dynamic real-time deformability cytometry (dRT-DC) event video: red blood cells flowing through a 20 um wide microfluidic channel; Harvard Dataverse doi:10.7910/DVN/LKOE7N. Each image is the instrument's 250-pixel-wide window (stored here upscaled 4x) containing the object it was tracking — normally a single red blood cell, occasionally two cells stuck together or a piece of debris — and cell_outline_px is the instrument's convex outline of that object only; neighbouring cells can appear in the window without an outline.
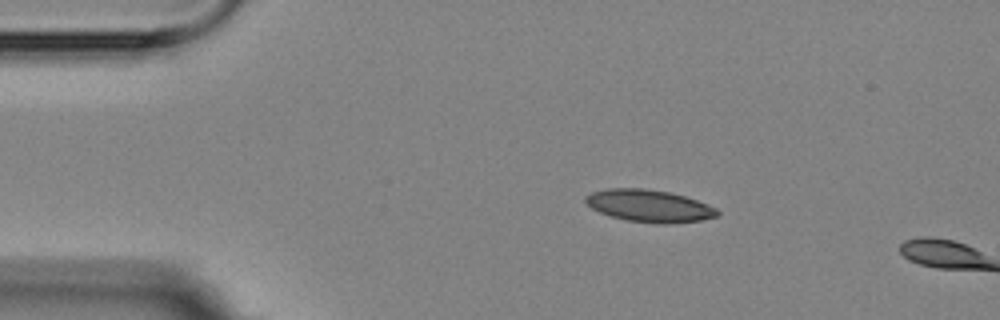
{"species": "Egyptian fruit bat (a non-hibernating species)", "species_latin": "Rousettus aegyptiacus", "temperature_condition": "room temperature", "stored_images_in_passage": 2, "camera_frame_rate_fps": 3000, "um_per_image_px": 0.085, "animal": {"sex": "female"}, "frame": {"image": 1, "passage_image": 1, "time_ms": 0.0, "image_size_px": [1000, 320], "cell_outline_px": [[720, 212], [716, 216], [700, 220], [668, 224], [656, 224], [628, 220], [612, 216], [600, 212], [592, 208], [584, 200], [584, 196], [592, 192], [608, 188], [644, 188], [668, 192], [684, 196], [696, 200], [716, 208]], "centroid_in_image_um": [55.16, 17.49], "position_along_channel_um": 29.8, "area_um2": 24.57}}